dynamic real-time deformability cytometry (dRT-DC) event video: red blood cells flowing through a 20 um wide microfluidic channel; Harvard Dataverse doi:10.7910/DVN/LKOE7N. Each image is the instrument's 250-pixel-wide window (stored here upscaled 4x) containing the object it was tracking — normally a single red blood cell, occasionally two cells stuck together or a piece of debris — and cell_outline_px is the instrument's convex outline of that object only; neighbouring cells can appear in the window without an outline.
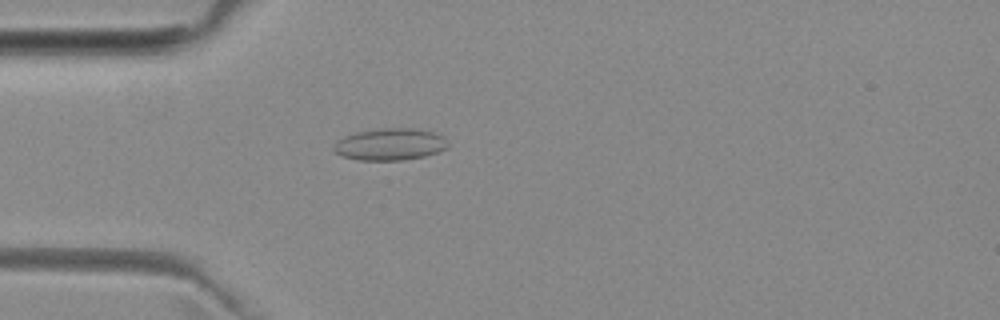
{"species": "common noctule bat (a hibernating species)", "species_latin": "Nyctalus noctula", "temperature_condition": "room temperature", "stored_images_in_passage": 3, "camera_frame_rate_fps": 3000, "um_per_image_px": 0.085, "animal": {"sex": "female", "body_mass_g": 29.2, "forearm_length_mm": 56.3}, "frame": {"image": 1, "passage_image": 3, "time_ms": 3.0, "image_size_px": [1000, 320], "cell_outline_px": [[448, 148], [424, 156], [400, 160], [360, 160], [344, 156], [336, 152], [332, 148], [332, 144], [336, 140], [344, 136], [356, 132], [380, 128], [424, 128], [444, 136], [448, 144]], "centroid_in_image_um": [33.16, 12.24], "position_along_channel_um": 51.8, "area_um2": 21.44}}